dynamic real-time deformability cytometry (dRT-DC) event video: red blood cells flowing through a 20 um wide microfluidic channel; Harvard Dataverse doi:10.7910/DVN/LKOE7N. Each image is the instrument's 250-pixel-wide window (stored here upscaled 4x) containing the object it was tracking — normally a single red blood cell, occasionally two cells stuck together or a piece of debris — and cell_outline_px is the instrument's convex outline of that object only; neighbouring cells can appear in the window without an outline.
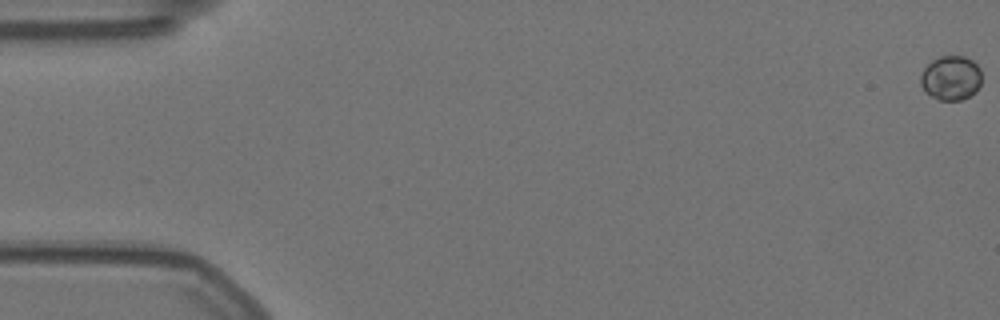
{"species": "Egyptian fruit bat (a non-hibernating species)", "species_latin": "Rousettus aegyptiacus", "temperature_condition": "warm", "stored_images_in_passage": 58, "camera_frame_rate_fps": 3000, "um_per_image_px": 0.085, "animal": {"sex": "female"}, "frame": {"image": 1, "passage_image": 1, "time_ms": 0.0, "image_size_px": [1000, 320], "cell_outline_px": [[980, 84], [976, 92], [960, 100], [940, 100], [924, 92], [920, 84], [920, 76], [924, 68], [932, 60], [940, 56], [964, 56], [972, 60], [980, 68]], "centroid_in_image_um": [80.81, 6.62], "position_along_channel_um": 4.2, "area_um2": 15.84}}
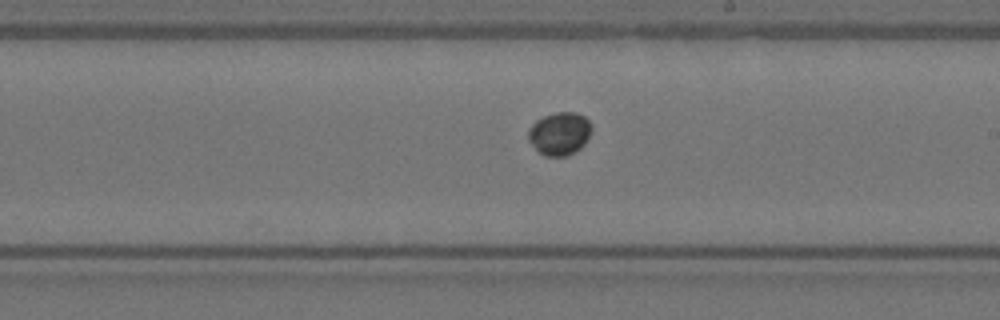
{"frame": {"image": 2, "passage_image": 34, "time_ms": 11.0, "image_size_px": [1000, 320], "cell_outline_px": [[592, 128], [588, 140], [580, 148], [564, 156], [544, 156], [528, 140], [528, 128], [536, 120], [544, 116], [556, 112], [576, 112], [584, 116], [592, 124]], "centroid_in_image_um": [47.57, 11.33], "position_along_channel_um": 241.4, "area_um2": 15.84}}
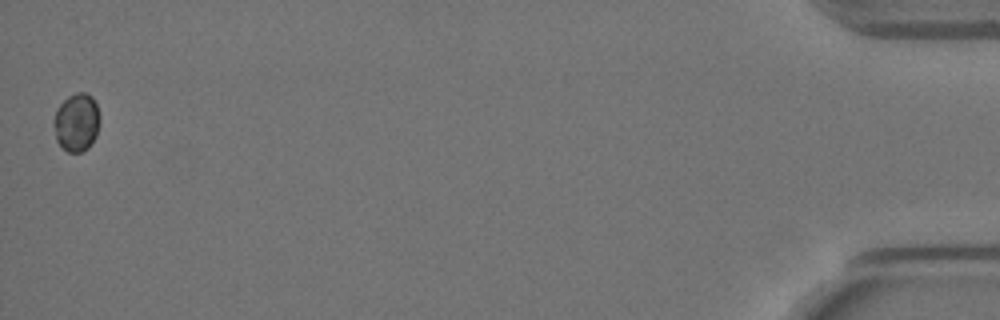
{"frame": {"image": 3, "passage_image": 58, "time_ms": 19.0, "image_size_px": [1000, 320], "cell_outline_px": [[100, 124], [96, 136], [88, 148], [80, 152], [68, 152], [56, 140], [52, 124], [52, 120], [56, 108], [68, 96], [76, 92], [84, 92], [92, 96], [96, 104], [100, 116]], "centroid_in_image_um": [6.5, 10.38], "position_along_channel_um": 428.7, "area_um2": 15.9}, "authors_computed_cell_mechanics": {"area_um2": 15.4904, "velocity_mm_per_s": 3.5463, "shape_relaxation_time_tau1_ms": 1.1402, "shape_relaxation_time_tau2_ms": null, "deformation_change_tau1": 0.0187, "deformation_change_tau2": null}}